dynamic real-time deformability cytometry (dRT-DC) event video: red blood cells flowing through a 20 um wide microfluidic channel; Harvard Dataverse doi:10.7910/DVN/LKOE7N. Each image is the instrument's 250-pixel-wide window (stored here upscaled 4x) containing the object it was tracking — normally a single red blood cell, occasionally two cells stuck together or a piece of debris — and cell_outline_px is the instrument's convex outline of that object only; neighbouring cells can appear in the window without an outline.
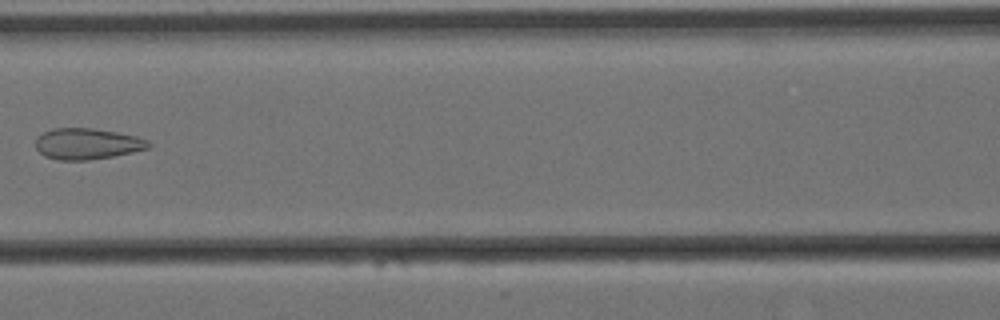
{"species": "Egyptian fruit bat (a non-hibernating species)", "species_latin": "Rousettus aegyptiacus", "temperature_condition": "cold", "stored_images_in_passage": 9, "camera_frame_rate_fps": 3000, "um_per_image_px": 0.085, "animal": {"sex": "female"}, "frame": {"image": 1, "passage_image": 5, "time_ms": 1.333, "image_size_px": [1000, 320], "cell_outline_px": [[152, 144], [148, 148], [132, 152], [112, 156], [88, 160], [60, 160], [44, 156], [36, 148], [36, 136], [52, 128], [92, 128], [116, 132], [136, 136], [148, 140]], "centroid_in_image_um": [7.39, 12.22], "position_along_channel_um": 159.2, "area_um2": 20.4}}
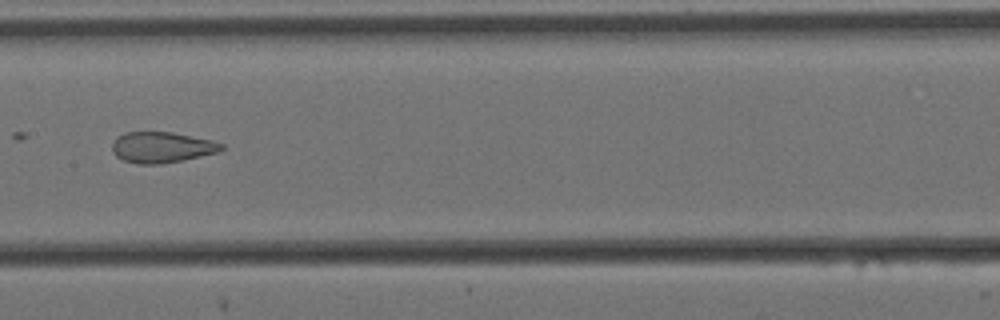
{"frame": {"image": 2, "passage_image": 6, "time_ms": 1.667, "image_size_px": [1000, 320], "cell_outline_px": [[224, 148], [220, 152], [160, 164], [136, 164], [124, 160], [116, 156], [112, 152], [112, 144], [124, 132], [172, 132], [212, 140], [224, 144]], "centroid_in_image_um": [13.77, 12.52], "position_along_channel_um": 193.6, "area_um2": 19.54}}
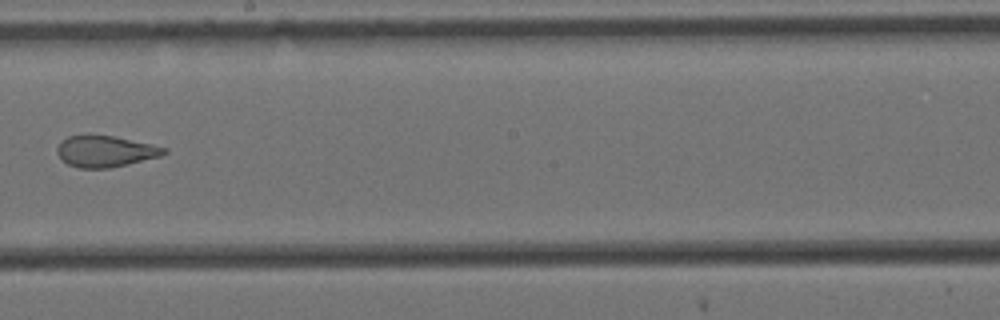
{"frame": {"image": 3, "passage_image": 7, "time_ms": 2.0, "image_size_px": [1000, 320], "cell_outline_px": [[168, 152], [160, 156], [128, 164], [108, 168], [80, 168], [68, 164], [56, 152], [56, 148], [68, 136], [88, 132], [112, 136], [152, 144], [168, 148]], "centroid_in_image_um": [8.95, 12.83], "position_along_channel_um": 239.2, "area_um2": 19.71}}